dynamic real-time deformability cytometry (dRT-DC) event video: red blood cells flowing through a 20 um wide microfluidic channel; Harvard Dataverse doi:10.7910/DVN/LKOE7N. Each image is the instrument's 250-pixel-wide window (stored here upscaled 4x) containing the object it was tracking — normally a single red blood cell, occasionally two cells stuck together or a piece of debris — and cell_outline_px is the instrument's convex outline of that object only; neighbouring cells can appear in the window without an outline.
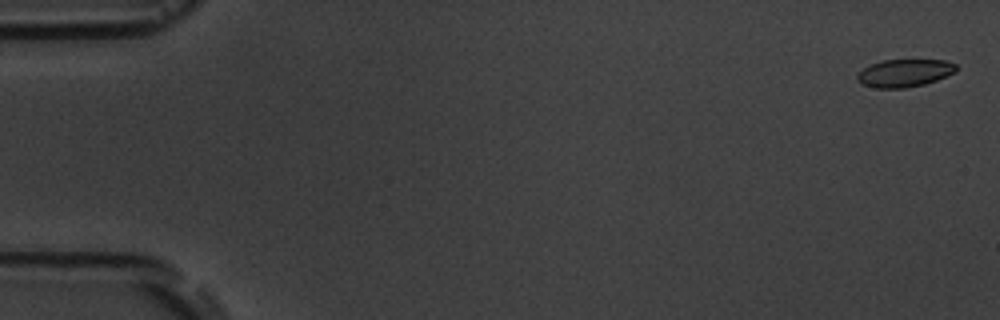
{"species": "common noctule bat (a hibernating species)", "species_latin": "Nyctalus noctula", "temperature_condition": "room temperature", "stored_images_in_passage": 9, "camera_frame_rate_fps": 3000, "um_per_image_px": 0.085, "animal": {"sex": "male", "body_mass_g": 19.5, "forearm_length_mm": 54.6}, "frame": {"image": 1, "passage_image": 1, "time_ms": 0.0, "image_size_px": [1000, 320], "cell_outline_px": [[956, 72], [936, 80], [924, 84], [904, 88], [876, 88], [864, 84], [856, 80], [856, 76], [864, 68], [872, 64], [884, 60], [944, 60], [956, 64]], "centroid_in_image_um": [76.89, 6.21], "position_along_channel_um": 8.1, "area_um2": 15.78}}
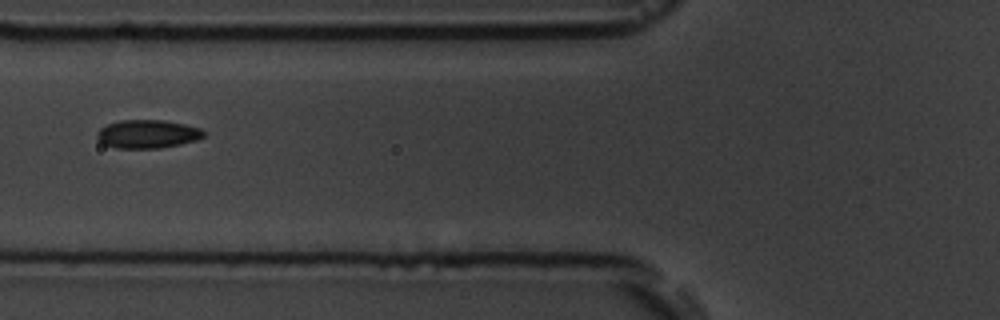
{"frame": {"image": 2, "passage_image": 7, "time_ms": 7.0, "image_size_px": [1000, 320], "cell_outline_px": [[204, 136], [196, 140], [180, 144], [160, 148], [116, 148], [104, 144], [96, 136], [96, 132], [100, 128], [108, 124], [120, 120], [164, 120], [184, 124], [200, 128], [204, 132]], "centroid_in_image_um": [12.52, 11.39], "position_along_channel_um": 113.3, "area_um2": 17.57}}
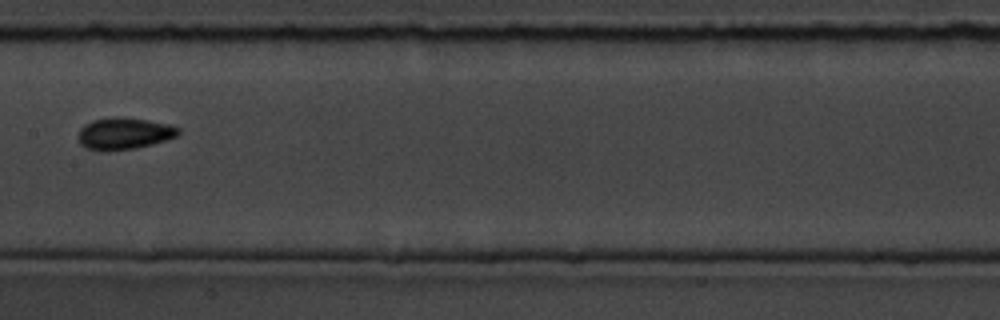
{"frame": {"image": 3, "passage_image": 9, "time_ms": 9.333, "image_size_px": [1000, 320], "cell_outline_px": [[180, 132], [176, 136], [152, 144], [136, 148], [104, 152], [88, 148], [80, 144], [76, 136], [80, 128], [84, 124], [92, 120], [112, 116], [120, 116], [148, 120], [168, 124], [180, 128]], "centroid_in_image_um": [10.49, 11.34], "position_along_channel_um": 196.9, "area_um2": 18.84}}